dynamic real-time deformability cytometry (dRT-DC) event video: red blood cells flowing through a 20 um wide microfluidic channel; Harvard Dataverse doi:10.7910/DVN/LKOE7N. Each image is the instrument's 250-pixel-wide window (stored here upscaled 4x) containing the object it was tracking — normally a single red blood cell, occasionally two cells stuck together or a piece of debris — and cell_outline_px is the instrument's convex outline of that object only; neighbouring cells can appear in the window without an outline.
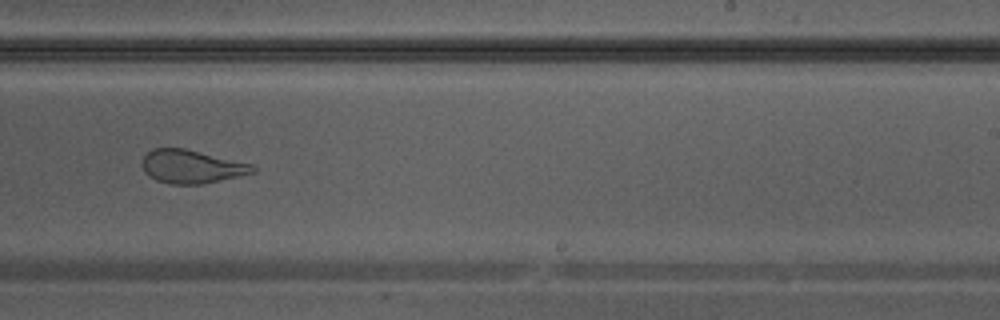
{"species": "Egyptian fruit bat (a non-hibernating species)", "species_latin": "Rousettus aegyptiacus", "temperature_condition": "warm", "stored_images_in_passage": 36, "camera_frame_rate_fps": 3000, "um_per_image_px": 0.085, "animal": {"sex": "male"}, "frame": {"image": 1, "passage_image": 21, "time_ms": 6.667, "image_size_px": [1000, 320], "cell_outline_px": [[256, 172], [240, 176], [200, 184], [172, 184], [156, 180], [148, 176], [144, 172], [144, 156], [152, 148], [184, 148], [252, 164], [256, 168]], "centroid_in_image_um": [16.29, 14.16], "position_along_channel_um": 272.7, "area_um2": 21.27}}